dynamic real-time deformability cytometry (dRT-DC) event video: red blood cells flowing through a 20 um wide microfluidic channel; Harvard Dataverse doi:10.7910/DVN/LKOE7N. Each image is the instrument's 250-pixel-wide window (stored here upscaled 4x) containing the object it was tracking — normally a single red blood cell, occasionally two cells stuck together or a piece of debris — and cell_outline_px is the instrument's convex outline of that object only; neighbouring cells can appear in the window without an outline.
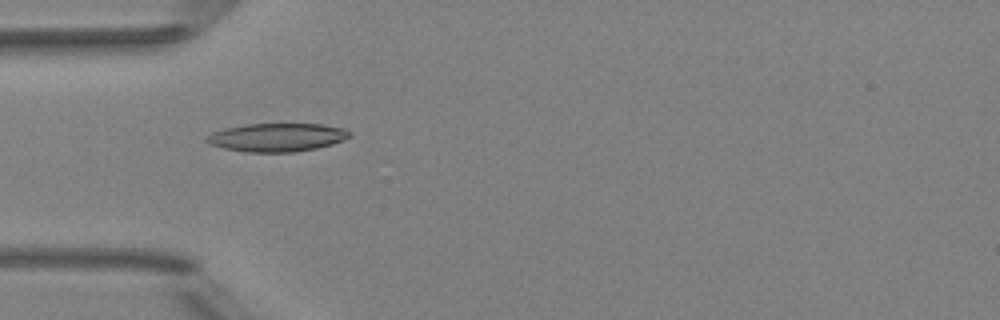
{"species": "Egyptian fruit bat (a non-hibernating species)", "species_latin": "Rousettus aegyptiacus", "temperature_condition": "room temperature", "stored_images_in_passage": 7, "camera_frame_rate_fps": 3000, "um_per_image_px": 0.085, "animal": {"sex": "female"}, "frame": {"image": 1, "passage_image": 4, "time_ms": 4.333, "image_size_px": [1000, 320], "cell_outline_px": [[352, 136], [344, 140], [332, 144], [316, 148], [296, 152], [244, 152], [224, 148], [208, 144], [204, 140], [204, 136], [212, 132], [224, 128], [248, 124], [324, 124], [344, 128], [352, 132]], "centroid_in_image_um": [23.54, 11.67], "position_along_channel_um": 61.5, "area_um2": 23.93}}
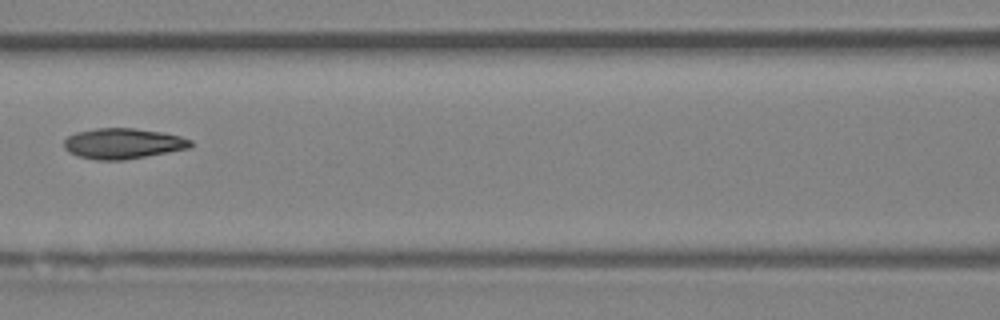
{"frame": {"image": 2, "passage_image": 6, "time_ms": 6.667, "image_size_px": [1000, 320], "cell_outline_px": [[192, 148], [124, 160], [96, 160], [76, 156], [68, 152], [64, 148], [64, 140], [68, 136], [76, 132], [96, 128], [136, 128], [160, 132], [180, 136], [192, 140]], "centroid_in_image_um": [10.44, 12.2], "position_along_channel_um": 156.2, "area_um2": 22.72}}
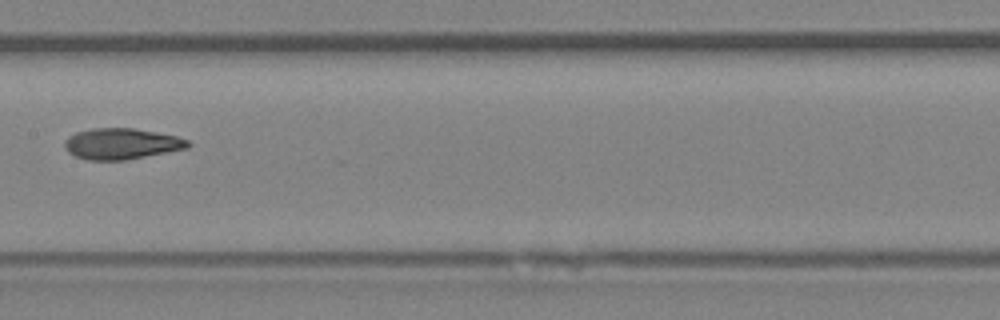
{"frame": {"image": 3, "passage_image": 7, "time_ms": 7.667, "image_size_px": [1000, 320], "cell_outline_px": [[192, 144], [188, 148], [124, 160], [88, 160], [76, 156], [68, 152], [64, 148], [64, 140], [68, 136], [76, 132], [92, 128], [132, 128], [176, 136], [188, 140]], "centroid_in_image_um": [10.29, 12.22], "position_along_channel_um": 197.1, "area_um2": 22.2}}